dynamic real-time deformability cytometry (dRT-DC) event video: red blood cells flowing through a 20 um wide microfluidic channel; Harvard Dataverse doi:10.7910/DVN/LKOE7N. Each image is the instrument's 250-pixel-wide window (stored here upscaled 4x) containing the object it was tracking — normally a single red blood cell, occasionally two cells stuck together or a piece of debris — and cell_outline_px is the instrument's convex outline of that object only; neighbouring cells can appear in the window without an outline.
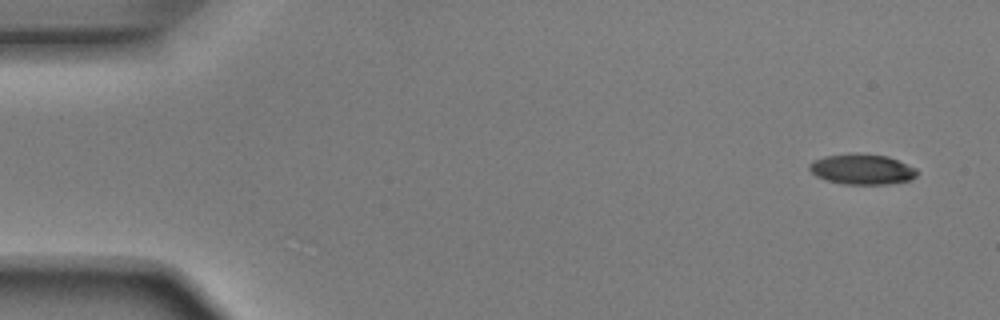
{"species": "Egyptian fruit bat (a non-hibernating species)", "species_latin": "Rousettus aegyptiacus", "temperature_condition": "room temperature", "stored_images_in_passage": 8, "camera_frame_rate_fps": 3000, "um_per_image_px": 0.085, "animal": {"sex": "male"}, "frame": {"image": 1, "passage_image": 1, "time_ms": 0.0, "image_size_px": [1000, 320], "cell_outline_px": [[920, 172], [912, 180], [888, 184], [844, 184], [828, 180], [816, 176], [808, 168], [808, 164], [812, 160], [824, 156], [856, 152], [860, 152], [888, 156], [916, 168]], "centroid_in_image_um": [73.28, 14.37], "position_along_channel_um": 11.7, "area_um2": 19.42}}
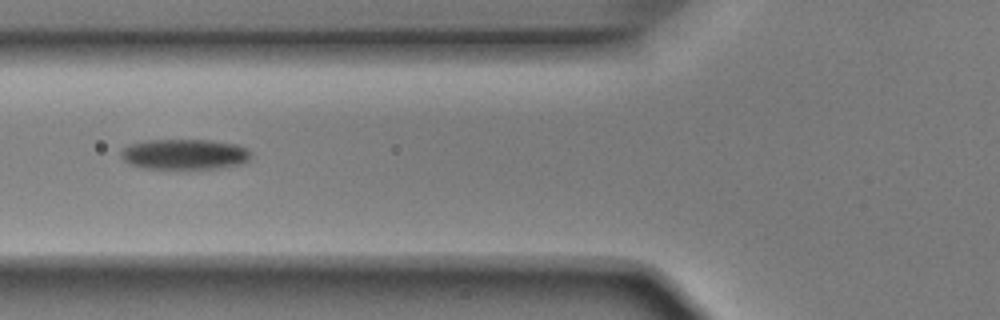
{"frame": {"image": 2, "passage_image": 6, "time_ms": 1.667, "image_size_px": [1000, 320], "cell_outline_px": [[252, 156], [248, 160], [240, 164], [216, 168], [144, 168], [132, 164], [124, 160], [120, 156], [120, 152], [124, 148], [132, 144], [148, 140], [208, 140], [236, 144], [252, 152]], "centroid_in_image_um": [15.7, 13.11], "position_along_channel_um": 110.1, "area_um2": 22.72}}
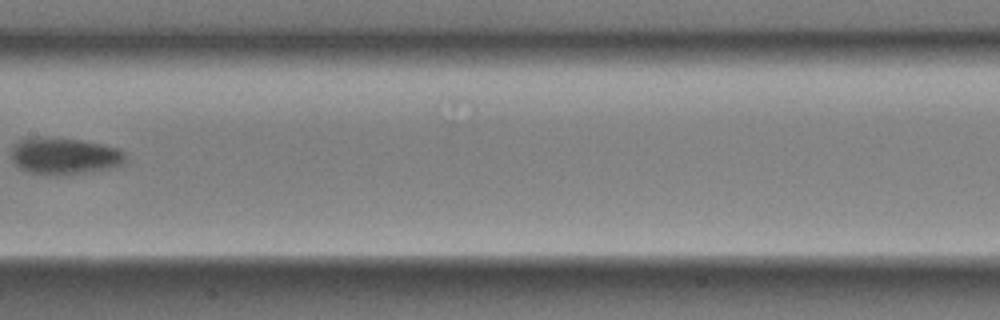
{"frame": {"image": 3, "passage_image": 8, "time_ms": 2.333, "image_size_px": [1000, 320], "cell_outline_px": [[124, 160], [120, 164], [108, 168], [84, 172], [32, 172], [20, 168], [12, 160], [12, 144], [28, 136], [40, 136], [80, 140], [120, 148], [124, 152]], "centroid_in_image_um": [5.43, 13.18], "position_along_channel_um": 202.0, "area_um2": 23.58}}